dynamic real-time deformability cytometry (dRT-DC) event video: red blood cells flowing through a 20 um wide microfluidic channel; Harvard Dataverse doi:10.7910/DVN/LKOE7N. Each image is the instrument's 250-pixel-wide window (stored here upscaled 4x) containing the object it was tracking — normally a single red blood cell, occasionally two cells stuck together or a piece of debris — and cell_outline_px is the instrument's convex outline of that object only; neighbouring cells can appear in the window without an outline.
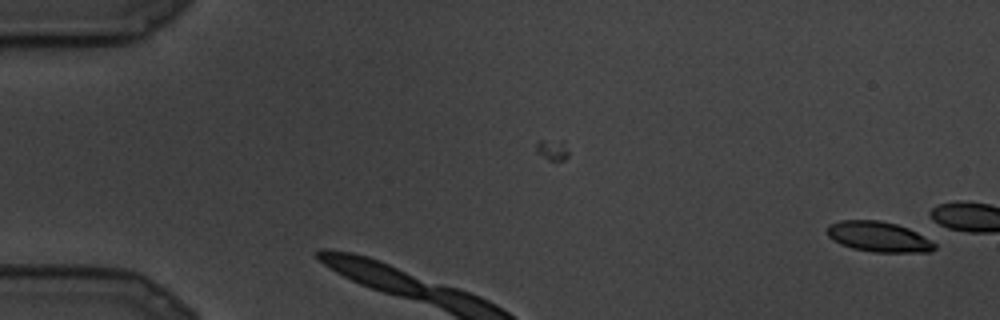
{"species": "common noctule bat (a hibernating species)", "species_latin": "Nyctalus noctula", "temperature_condition": "cold", "stored_images_in_passage": 3, "camera_frame_rate_fps": 3000, "um_per_image_px": 0.085, "animal": {"sex": "male", "body_mass_g": 19.5, "forearm_length_mm": 54.6}, "frame": {"image": 1, "passage_image": 3, "time_ms": 0.667, "image_size_px": [1000, 320], "cell_outline_px": [[936, 248], [932, 252], [872, 252], [852, 248], [840, 244], [832, 240], [828, 236], [828, 224], [840, 220], [880, 220], [896, 224], [908, 228], [932, 240], [936, 244]], "centroid_in_image_um": [74.69, 20.13], "position_along_channel_um": 10.3, "area_um2": 19.13}}